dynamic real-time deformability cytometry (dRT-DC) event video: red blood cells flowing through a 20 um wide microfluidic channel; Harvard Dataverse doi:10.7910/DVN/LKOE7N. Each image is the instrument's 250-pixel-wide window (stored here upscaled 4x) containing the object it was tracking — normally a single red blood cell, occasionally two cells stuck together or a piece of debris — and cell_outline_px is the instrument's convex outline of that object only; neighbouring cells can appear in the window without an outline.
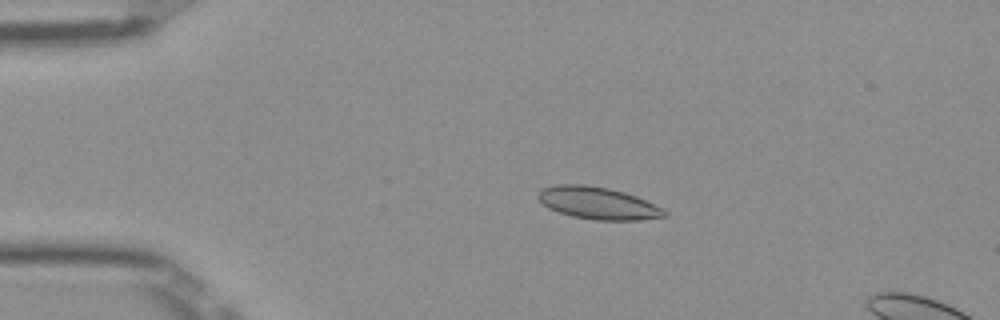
{"species": "Egyptian fruit bat (a non-hibernating species)", "species_latin": "Rousettus aegyptiacus", "temperature_condition": "room temperature", "stored_images_in_passage": 15, "camera_frame_rate_fps": 3000, "um_per_image_px": 0.085, "frame": {"image": 1, "passage_image": 9, "time_ms": 2.667, "image_size_px": [1000, 320], "cell_outline_px": [[668, 216], [640, 220], [596, 220], [572, 216], [548, 208], [536, 196], [544, 188], [556, 184], [584, 184], [608, 188], [624, 192], [636, 196], [668, 212]], "centroid_in_image_um": [50.82, 17.26], "position_along_channel_um": 34.2, "area_um2": 23.47}}